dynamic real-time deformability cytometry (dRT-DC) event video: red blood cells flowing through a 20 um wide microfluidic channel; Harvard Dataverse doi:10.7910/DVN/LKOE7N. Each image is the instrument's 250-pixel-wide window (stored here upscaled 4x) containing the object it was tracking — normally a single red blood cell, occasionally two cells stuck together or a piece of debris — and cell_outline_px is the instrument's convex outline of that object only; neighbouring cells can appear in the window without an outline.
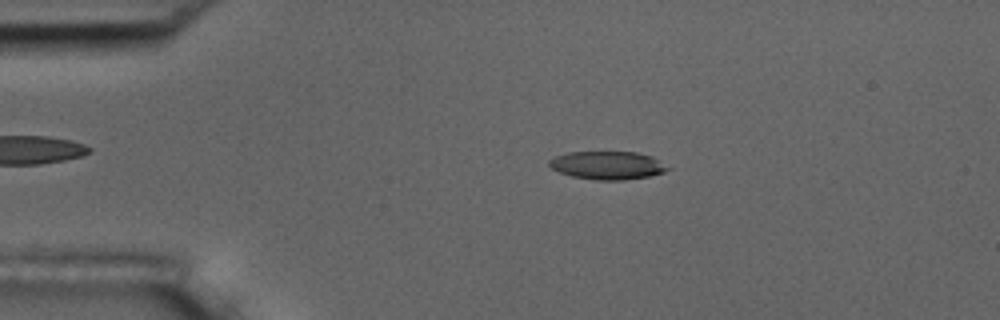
{"species": "common noctule bat (a hibernating species)", "species_latin": "Nyctalus noctula", "temperature_condition": "room temperature", "stored_images_in_passage": 49, "camera_frame_rate_fps": 3000, "um_per_image_px": 0.085, "animal": {"sex": "male", "body_mass_g": 17.5, "forearm_length_mm": 52.3}, "frame": {"image": 1, "passage_image": 5, "time_ms": 1.333, "image_size_px": [1000, 320], "cell_outline_px": [[672, 168], [664, 172], [648, 176], [624, 180], [596, 180], [572, 176], [560, 172], [552, 168], [548, 164], [548, 160], [556, 156], [568, 152], [636, 152], [652, 156]], "centroid_in_image_um": [51.65, 14.05], "position_along_channel_um": 33.3, "area_um2": 19.42}}
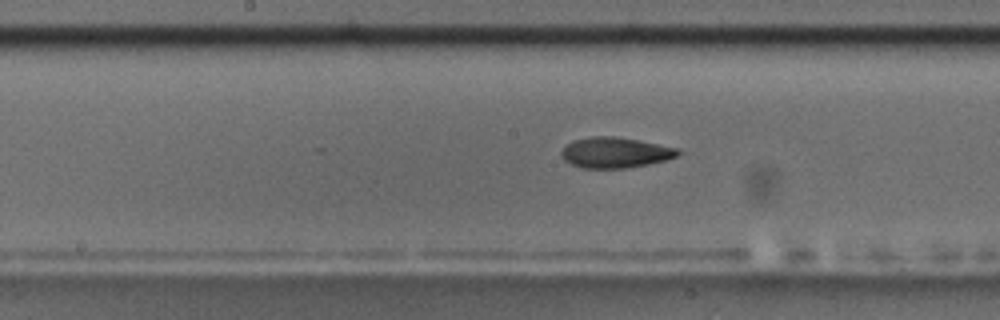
{"frame": {"image": 2, "passage_image": 22, "time_ms": 7.0, "image_size_px": [1000, 320], "cell_outline_px": [[680, 152], [676, 156], [668, 160], [648, 164], [624, 168], [580, 168], [564, 160], [560, 152], [572, 140], [592, 136], [612, 136], [636, 140], [676, 148]], "centroid_in_image_um": [52.25, 12.97], "position_along_channel_um": 195.9, "area_um2": 20.52}}
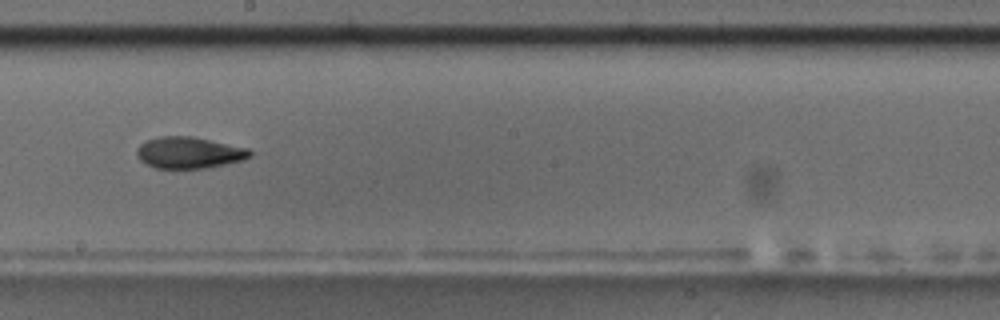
{"frame": {"image": 3, "passage_image": 25, "time_ms": 8.0, "image_size_px": [1000, 320], "cell_outline_px": [[252, 156], [244, 160], [208, 168], [156, 168], [140, 160], [136, 156], [136, 148], [144, 140], [160, 136], [192, 136], [248, 148], [252, 152]], "centroid_in_image_um": [16.06, 12.97], "position_along_channel_um": 232.1, "area_um2": 20.92}, "authors_computed_cell_mechanics": {"area_um2": 20.519, "velocity_mm_per_s": 3.6409, "shape_relaxation_time_tau1_ms": 10.282, "shape_relaxation_time_tau2_ms": 3.3039, "deformation_change_tau1": 0.2255, "deformation_change_tau2": 0.0974}}